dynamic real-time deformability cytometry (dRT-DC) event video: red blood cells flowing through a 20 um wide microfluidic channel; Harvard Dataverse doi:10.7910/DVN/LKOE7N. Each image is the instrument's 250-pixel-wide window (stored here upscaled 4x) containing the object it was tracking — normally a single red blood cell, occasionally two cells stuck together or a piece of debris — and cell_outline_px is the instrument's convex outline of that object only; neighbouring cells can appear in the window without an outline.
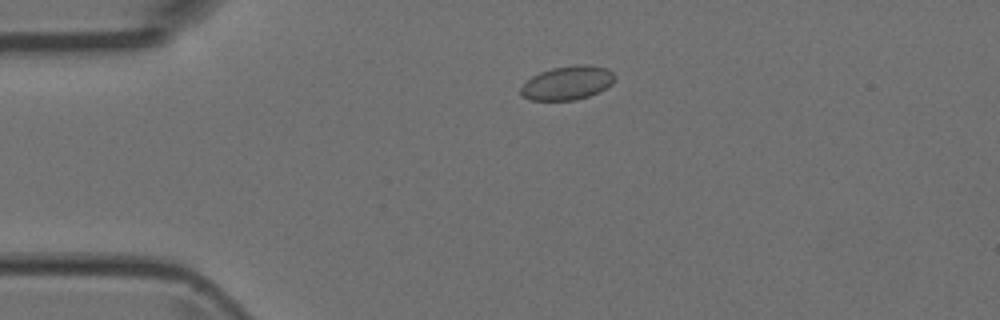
{"species": "Egyptian fruit bat (a non-hibernating species)", "species_latin": "Rousettus aegyptiacus", "temperature_condition": "room temperature", "stored_images_in_passage": 3, "camera_frame_rate_fps": 3000, "um_per_image_px": 0.085, "animal": {"sex": "female"}, "frame": {"image": 1, "passage_image": 2, "time_ms": 1.333, "image_size_px": [1000, 320], "cell_outline_px": [[616, 76], [612, 84], [600, 92], [576, 100], [532, 100], [524, 96], [520, 92], [520, 88], [532, 76], [540, 72], [552, 68], [576, 64], [588, 64], [608, 68]], "centroid_in_image_um": [48.27, 7.03], "position_along_channel_um": 36.7, "area_um2": 18.61}}